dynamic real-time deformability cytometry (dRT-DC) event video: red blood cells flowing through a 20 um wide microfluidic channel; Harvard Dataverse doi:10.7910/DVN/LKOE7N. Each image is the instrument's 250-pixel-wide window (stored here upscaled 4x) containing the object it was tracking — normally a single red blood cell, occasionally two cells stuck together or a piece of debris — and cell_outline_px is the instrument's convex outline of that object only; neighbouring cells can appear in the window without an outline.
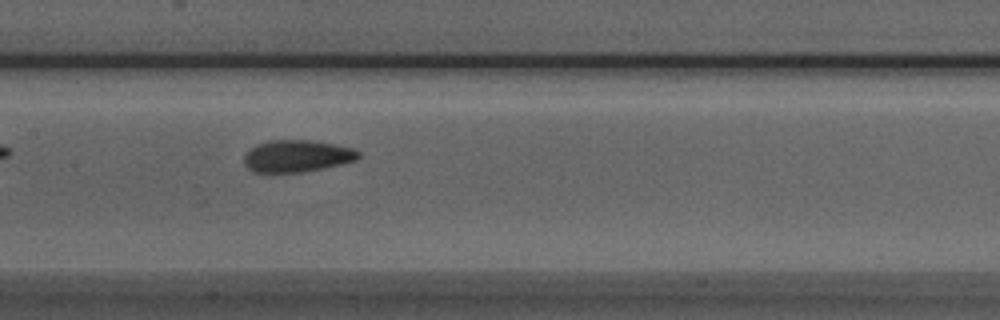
{"species": "Egyptian fruit bat (a non-hibernating species)", "species_latin": "Rousettus aegyptiacus", "temperature_condition": "room temperature", "stored_images_in_passage": 37, "camera_frame_rate_fps": 3000, "um_per_image_px": 0.085, "animal": {"sex": "male"}, "frame": {"image": 1, "passage_image": 10, "time_ms": 3.0, "image_size_px": [1000, 320], "cell_outline_px": [[360, 156], [356, 160], [340, 164], [304, 172], [252, 172], [244, 164], [244, 152], [256, 144], [268, 140], [312, 140], [352, 148], [360, 152]], "centroid_in_image_um": [25.19, 13.26], "position_along_channel_um": 182.2, "area_um2": 21.39}}
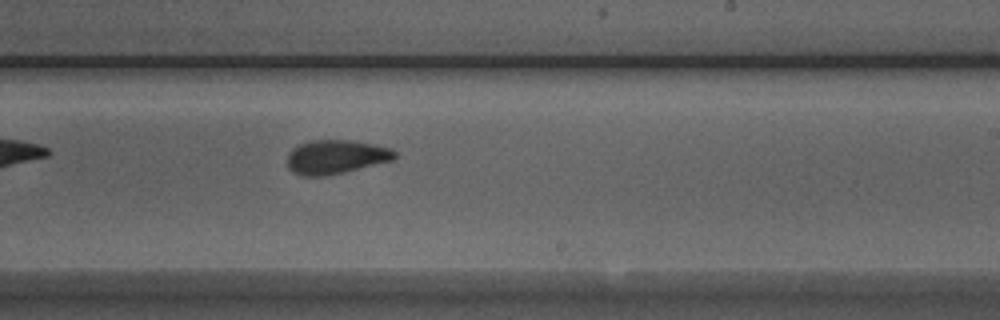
{"frame": {"image": 2, "passage_image": 16, "time_ms": 5.0, "image_size_px": [1000, 320], "cell_outline_px": [[396, 160], [344, 172], [324, 176], [300, 176], [292, 172], [288, 168], [288, 156], [292, 148], [300, 144], [312, 140], [356, 140], [376, 144], [388, 148], [396, 152]], "centroid_in_image_um": [28.57, 13.34], "position_along_channel_um": 260.4, "area_um2": 21.5}}
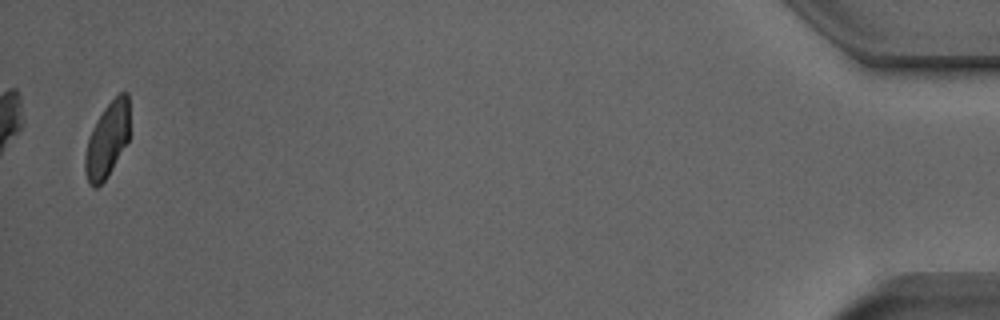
{"frame": {"image": 3, "passage_image": 36, "time_ms": 11.667, "image_size_px": [1000, 320], "cell_outline_px": [[128, 140], [108, 176], [96, 188], [92, 188], [88, 184], [84, 168], [84, 156], [88, 140], [92, 128], [104, 108], [120, 92], [128, 92]], "centroid_in_image_um": [9.09, 11.93], "position_along_channel_um": 426.1, "area_um2": 19.25}, "authors_computed_cell_mechanics": {"area_um2": 21.386, "velocity_mm_per_s": 3.9286, "shape_relaxation_time_tau1_ms": 4.8439, "shape_relaxation_time_tau2_ms": 1.4054, "deformation_change_tau1": 0.1359, "deformation_change_tau2": 0.065}}